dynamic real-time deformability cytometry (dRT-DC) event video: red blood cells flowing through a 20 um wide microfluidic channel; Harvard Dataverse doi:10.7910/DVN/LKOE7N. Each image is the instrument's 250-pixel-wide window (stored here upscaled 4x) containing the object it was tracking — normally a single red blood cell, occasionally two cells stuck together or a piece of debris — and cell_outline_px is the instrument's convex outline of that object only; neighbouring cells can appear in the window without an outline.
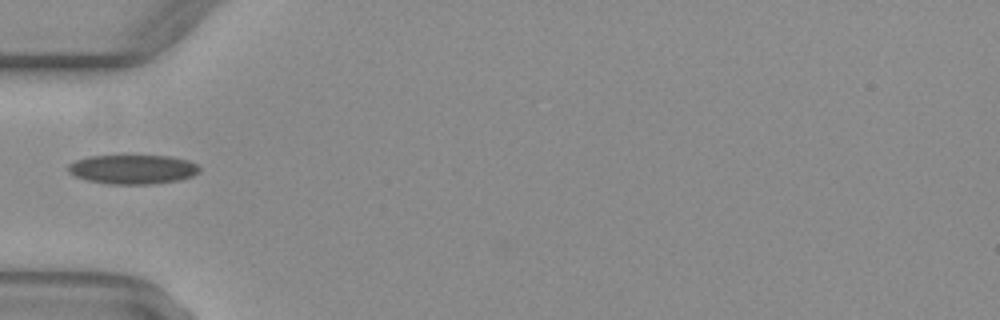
{"species": "common noctule bat (a hibernating species)", "species_latin": "Nyctalus noctula", "temperature_condition": "warm", "stored_images_in_passage": 4, "camera_frame_rate_fps": 3000, "um_per_image_px": 0.085, "animal": {"sex": "female", "body_mass_g": 29.2, "forearm_length_mm": 56.3}, "frame": {"image": 1, "passage_image": 2, "time_ms": 0.333, "image_size_px": [1000, 320], "cell_outline_px": [[200, 172], [192, 176], [180, 180], [152, 184], [108, 184], [88, 180], [76, 176], [68, 172], [68, 164], [76, 160], [88, 156], [172, 156], [188, 160], [196, 164], [200, 168]], "centroid_in_image_um": [11.3, 14.39], "position_along_channel_um": 73.7, "area_um2": 22.43}}